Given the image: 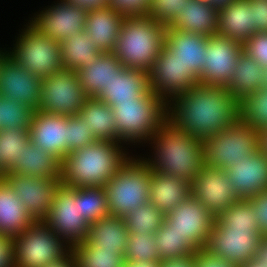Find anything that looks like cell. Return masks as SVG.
Returning a JSON list of instances; mask_svg holds the SVG:
<instances>
[{
    "label": "cell",
    "instance_id": "1",
    "mask_svg": "<svg viewBox=\"0 0 267 267\" xmlns=\"http://www.w3.org/2000/svg\"><path fill=\"white\" fill-rule=\"evenodd\" d=\"M173 98L167 121L202 140L240 119V102L224 86L198 84Z\"/></svg>",
    "mask_w": 267,
    "mask_h": 267
},
{
    "label": "cell",
    "instance_id": "2",
    "mask_svg": "<svg viewBox=\"0 0 267 267\" xmlns=\"http://www.w3.org/2000/svg\"><path fill=\"white\" fill-rule=\"evenodd\" d=\"M262 237L251 201L241 199L216 217L206 249L240 266L256 255Z\"/></svg>",
    "mask_w": 267,
    "mask_h": 267
},
{
    "label": "cell",
    "instance_id": "3",
    "mask_svg": "<svg viewBox=\"0 0 267 267\" xmlns=\"http://www.w3.org/2000/svg\"><path fill=\"white\" fill-rule=\"evenodd\" d=\"M119 142L98 140L70 152L61 160L60 184L76 187H105L129 159Z\"/></svg>",
    "mask_w": 267,
    "mask_h": 267
},
{
    "label": "cell",
    "instance_id": "4",
    "mask_svg": "<svg viewBox=\"0 0 267 267\" xmlns=\"http://www.w3.org/2000/svg\"><path fill=\"white\" fill-rule=\"evenodd\" d=\"M151 139L156 142L157 159L144 161L151 170L192 183L205 166L203 140L170 122L166 121Z\"/></svg>",
    "mask_w": 267,
    "mask_h": 267
},
{
    "label": "cell",
    "instance_id": "5",
    "mask_svg": "<svg viewBox=\"0 0 267 267\" xmlns=\"http://www.w3.org/2000/svg\"><path fill=\"white\" fill-rule=\"evenodd\" d=\"M164 24L147 15H126L113 53L123 67L149 73L165 40Z\"/></svg>",
    "mask_w": 267,
    "mask_h": 267
},
{
    "label": "cell",
    "instance_id": "6",
    "mask_svg": "<svg viewBox=\"0 0 267 267\" xmlns=\"http://www.w3.org/2000/svg\"><path fill=\"white\" fill-rule=\"evenodd\" d=\"M168 102L150 91L135 99V102L113 104L111 108L116 120L118 141L151 139L167 121Z\"/></svg>",
    "mask_w": 267,
    "mask_h": 267
},
{
    "label": "cell",
    "instance_id": "7",
    "mask_svg": "<svg viewBox=\"0 0 267 267\" xmlns=\"http://www.w3.org/2000/svg\"><path fill=\"white\" fill-rule=\"evenodd\" d=\"M151 169L144 160L129 159L105 185L110 215L125 216L149 201Z\"/></svg>",
    "mask_w": 267,
    "mask_h": 267
},
{
    "label": "cell",
    "instance_id": "8",
    "mask_svg": "<svg viewBox=\"0 0 267 267\" xmlns=\"http://www.w3.org/2000/svg\"><path fill=\"white\" fill-rule=\"evenodd\" d=\"M259 150V132L239 119L220 133L203 139L206 167L227 169Z\"/></svg>",
    "mask_w": 267,
    "mask_h": 267
},
{
    "label": "cell",
    "instance_id": "9",
    "mask_svg": "<svg viewBox=\"0 0 267 267\" xmlns=\"http://www.w3.org/2000/svg\"><path fill=\"white\" fill-rule=\"evenodd\" d=\"M12 240L15 267H46L69 254L44 221H35Z\"/></svg>",
    "mask_w": 267,
    "mask_h": 267
},
{
    "label": "cell",
    "instance_id": "10",
    "mask_svg": "<svg viewBox=\"0 0 267 267\" xmlns=\"http://www.w3.org/2000/svg\"><path fill=\"white\" fill-rule=\"evenodd\" d=\"M23 33L14 52L7 54L20 67L41 78L64 69L60 43L40 34L31 25Z\"/></svg>",
    "mask_w": 267,
    "mask_h": 267
},
{
    "label": "cell",
    "instance_id": "11",
    "mask_svg": "<svg viewBox=\"0 0 267 267\" xmlns=\"http://www.w3.org/2000/svg\"><path fill=\"white\" fill-rule=\"evenodd\" d=\"M44 222L58 236L62 235V238L67 239L70 244L69 249L84 242L90 224L80 214L79 187L72 188L59 184Z\"/></svg>",
    "mask_w": 267,
    "mask_h": 267
},
{
    "label": "cell",
    "instance_id": "12",
    "mask_svg": "<svg viewBox=\"0 0 267 267\" xmlns=\"http://www.w3.org/2000/svg\"><path fill=\"white\" fill-rule=\"evenodd\" d=\"M87 98L77 72L63 69L43 78L38 110L76 116Z\"/></svg>",
    "mask_w": 267,
    "mask_h": 267
},
{
    "label": "cell",
    "instance_id": "13",
    "mask_svg": "<svg viewBox=\"0 0 267 267\" xmlns=\"http://www.w3.org/2000/svg\"><path fill=\"white\" fill-rule=\"evenodd\" d=\"M148 75L150 90L164 101L167 96L175 97L199 84V78L165 44Z\"/></svg>",
    "mask_w": 267,
    "mask_h": 267
},
{
    "label": "cell",
    "instance_id": "14",
    "mask_svg": "<svg viewBox=\"0 0 267 267\" xmlns=\"http://www.w3.org/2000/svg\"><path fill=\"white\" fill-rule=\"evenodd\" d=\"M242 52L243 45L236 41L217 34L209 36L199 84L225 87Z\"/></svg>",
    "mask_w": 267,
    "mask_h": 267
},
{
    "label": "cell",
    "instance_id": "15",
    "mask_svg": "<svg viewBox=\"0 0 267 267\" xmlns=\"http://www.w3.org/2000/svg\"><path fill=\"white\" fill-rule=\"evenodd\" d=\"M89 9L67 0L54 5L37 15L30 25L40 34L63 42L69 36L85 31V23Z\"/></svg>",
    "mask_w": 267,
    "mask_h": 267
},
{
    "label": "cell",
    "instance_id": "16",
    "mask_svg": "<svg viewBox=\"0 0 267 267\" xmlns=\"http://www.w3.org/2000/svg\"><path fill=\"white\" fill-rule=\"evenodd\" d=\"M191 195L204 204L215 218L240 200V194L229 182L225 170L206 166L191 183Z\"/></svg>",
    "mask_w": 267,
    "mask_h": 267
},
{
    "label": "cell",
    "instance_id": "17",
    "mask_svg": "<svg viewBox=\"0 0 267 267\" xmlns=\"http://www.w3.org/2000/svg\"><path fill=\"white\" fill-rule=\"evenodd\" d=\"M165 218L198 249H206L216 218L193 195L176 206Z\"/></svg>",
    "mask_w": 267,
    "mask_h": 267
},
{
    "label": "cell",
    "instance_id": "18",
    "mask_svg": "<svg viewBox=\"0 0 267 267\" xmlns=\"http://www.w3.org/2000/svg\"><path fill=\"white\" fill-rule=\"evenodd\" d=\"M2 178L12 187L34 221H44L47 218L59 180L13 173H6Z\"/></svg>",
    "mask_w": 267,
    "mask_h": 267
},
{
    "label": "cell",
    "instance_id": "19",
    "mask_svg": "<svg viewBox=\"0 0 267 267\" xmlns=\"http://www.w3.org/2000/svg\"><path fill=\"white\" fill-rule=\"evenodd\" d=\"M43 78L20 67L10 56L0 62V97L16 100L33 111L39 108Z\"/></svg>",
    "mask_w": 267,
    "mask_h": 267
},
{
    "label": "cell",
    "instance_id": "20",
    "mask_svg": "<svg viewBox=\"0 0 267 267\" xmlns=\"http://www.w3.org/2000/svg\"><path fill=\"white\" fill-rule=\"evenodd\" d=\"M67 116L33 111L30 141L53 154L60 161L67 156Z\"/></svg>",
    "mask_w": 267,
    "mask_h": 267
},
{
    "label": "cell",
    "instance_id": "21",
    "mask_svg": "<svg viewBox=\"0 0 267 267\" xmlns=\"http://www.w3.org/2000/svg\"><path fill=\"white\" fill-rule=\"evenodd\" d=\"M225 169L229 182L233 184L241 199H250L260 191L267 190V157L258 150L248 159L235 162Z\"/></svg>",
    "mask_w": 267,
    "mask_h": 267
},
{
    "label": "cell",
    "instance_id": "22",
    "mask_svg": "<svg viewBox=\"0 0 267 267\" xmlns=\"http://www.w3.org/2000/svg\"><path fill=\"white\" fill-rule=\"evenodd\" d=\"M126 15L110 5L89 9L85 31L101 52H113Z\"/></svg>",
    "mask_w": 267,
    "mask_h": 267
},
{
    "label": "cell",
    "instance_id": "23",
    "mask_svg": "<svg viewBox=\"0 0 267 267\" xmlns=\"http://www.w3.org/2000/svg\"><path fill=\"white\" fill-rule=\"evenodd\" d=\"M208 38L205 35L178 31L166 26L164 44L174 53V57L200 79Z\"/></svg>",
    "mask_w": 267,
    "mask_h": 267
},
{
    "label": "cell",
    "instance_id": "24",
    "mask_svg": "<svg viewBox=\"0 0 267 267\" xmlns=\"http://www.w3.org/2000/svg\"><path fill=\"white\" fill-rule=\"evenodd\" d=\"M149 75L145 71L123 67L97 97L107 105L135 102L150 92Z\"/></svg>",
    "mask_w": 267,
    "mask_h": 267
},
{
    "label": "cell",
    "instance_id": "25",
    "mask_svg": "<svg viewBox=\"0 0 267 267\" xmlns=\"http://www.w3.org/2000/svg\"><path fill=\"white\" fill-rule=\"evenodd\" d=\"M218 11L217 35L244 45L254 33H257V28L253 24V8L250 0H235Z\"/></svg>",
    "mask_w": 267,
    "mask_h": 267
},
{
    "label": "cell",
    "instance_id": "26",
    "mask_svg": "<svg viewBox=\"0 0 267 267\" xmlns=\"http://www.w3.org/2000/svg\"><path fill=\"white\" fill-rule=\"evenodd\" d=\"M219 11L210 2L187 0L179 16L169 25L170 28L207 37L218 30Z\"/></svg>",
    "mask_w": 267,
    "mask_h": 267
},
{
    "label": "cell",
    "instance_id": "27",
    "mask_svg": "<svg viewBox=\"0 0 267 267\" xmlns=\"http://www.w3.org/2000/svg\"><path fill=\"white\" fill-rule=\"evenodd\" d=\"M191 196V183L151 170L149 201L164 215Z\"/></svg>",
    "mask_w": 267,
    "mask_h": 267
},
{
    "label": "cell",
    "instance_id": "28",
    "mask_svg": "<svg viewBox=\"0 0 267 267\" xmlns=\"http://www.w3.org/2000/svg\"><path fill=\"white\" fill-rule=\"evenodd\" d=\"M35 221L6 181L0 179V234L14 238Z\"/></svg>",
    "mask_w": 267,
    "mask_h": 267
},
{
    "label": "cell",
    "instance_id": "29",
    "mask_svg": "<svg viewBox=\"0 0 267 267\" xmlns=\"http://www.w3.org/2000/svg\"><path fill=\"white\" fill-rule=\"evenodd\" d=\"M129 232L122 217L108 215L90 224L86 241L93 247L116 250L123 257Z\"/></svg>",
    "mask_w": 267,
    "mask_h": 267
},
{
    "label": "cell",
    "instance_id": "30",
    "mask_svg": "<svg viewBox=\"0 0 267 267\" xmlns=\"http://www.w3.org/2000/svg\"><path fill=\"white\" fill-rule=\"evenodd\" d=\"M123 68L113 52H103L93 65L77 71L87 97H98Z\"/></svg>",
    "mask_w": 267,
    "mask_h": 267
},
{
    "label": "cell",
    "instance_id": "31",
    "mask_svg": "<svg viewBox=\"0 0 267 267\" xmlns=\"http://www.w3.org/2000/svg\"><path fill=\"white\" fill-rule=\"evenodd\" d=\"M264 67L242 52L225 89L239 102L263 87Z\"/></svg>",
    "mask_w": 267,
    "mask_h": 267
},
{
    "label": "cell",
    "instance_id": "32",
    "mask_svg": "<svg viewBox=\"0 0 267 267\" xmlns=\"http://www.w3.org/2000/svg\"><path fill=\"white\" fill-rule=\"evenodd\" d=\"M77 116L87 124L98 140L118 142L111 106L97 97H88Z\"/></svg>",
    "mask_w": 267,
    "mask_h": 267
},
{
    "label": "cell",
    "instance_id": "33",
    "mask_svg": "<svg viewBox=\"0 0 267 267\" xmlns=\"http://www.w3.org/2000/svg\"><path fill=\"white\" fill-rule=\"evenodd\" d=\"M61 161L31 141L22 148L21 160L10 172L15 175L51 177L60 181Z\"/></svg>",
    "mask_w": 267,
    "mask_h": 267
},
{
    "label": "cell",
    "instance_id": "34",
    "mask_svg": "<svg viewBox=\"0 0 267 267\" xmlns=\"http://www.w3.org/2000/svg\"><path fill=\"white\" fill-rule=\"evenodd\" d=\"M62 62L65 70L79 71L85 66L93 65L101 52L86 31L69 36L60 43Z\"/></svg>",
    "mask_w": 267,
    "mask_h": 267
},
{
    "label": "cell",
    "instance_id": "35",
    "mask_svg": "<svg viewBox=\"0 0 267 267\" xmlns=\"http://www.w3.org/2000/svg\"><path fill=\"white\" fill-rule=\"evenodd\" d=\"M30 143L29 129L0 131V176L10 173L20 162L22 148Z\"/></svg>",
    "mask_w": 267,
    "mask_h": 267
},
{
    "label": "cell",
    "instance_id": "36",
    "mask_svg": "<svg viewBox=\"0 0 267 267\" xmlns=\"http://www.w3.org/2000/svg\"><path fill=\"white\" fill-rule=\"evenodd\" d=\"M155 240L161 261L187 256L198 250L186 236L175 230L166 218L155 233Z\"/></svg>",
    "mask_w": 267,
    "mask_h": 267
},
{
    "label": "cell",
    "instance_id": "37",
    "mask_svg": "<svg viewBox=\"0 0 267 267\" xmlns=\"http://www.w3.org/2000/svg\"><path fill=\"white\" fill-rule=\"evenodd\" d=\"M78 267H124L125 259L116 250L93 247L86 240L71 248Z\"/></svg>",
    "mask_w": 267,
    "mask_h": 267
},
{
    "label": "cell",
    "instance_id": "38",
    "mask_svg": "<svg viewBox=\"0 0 267 267\" xmlns=\"http://www.w3.org/2000/svg\"><path fill=\"white\" fill-rule=\"evenodd\" d=\"M122 218L129 233H156L162 226L165 215L148 201Z\"/></svg>",
    "mask_w": 267,
    "mask_h": 267
},
{
    "label": "cell",
    "instance_id": "39",
    "mask_svg": "<svg viewBox=\"0 0 267 267\" xmlns=\"http://www.w3.org/2000/svg\"><path fill=\"white\" fill-rule=\"evenodd\" d=\"M80 214L89 224L110 215L104 187H79Z\"/></svg>",
    "mask_w": 267,
    "mask_h": 267
},
{
    "label": "cell",
    "instance_id": "40",
    "mask_svg": "<svg viewBox=\"0 0 267 267\" xmlns=\"http://www.w3.org/2000/svg\"><path fill=\"white\" fill-rule=\"evenodd\" d=\"M240 119L258 132L267 128V88L262 87L240 101Z\"/></svg>",
    "mask_w": 267,
    "mask_h": 267
},
{
    "label": "cell",
    "instance_id": "41",
    "mask_svg": "<svg viewBox=\"0 0 267 267\" xmlns=\"http://www.w3.org/2000/svg\"><path fill=\"white\" fill-rule=\"evenodd\" d=\"M124 259L128 262H160L155 233H129Z\"/></svg>",
    "mask_w": 267,
    "mask_h": 267
},
{
    "label": "cell",
    "instance_id": "42",
    "mask_svg": "<svg viewBox=\"0 0 267 267\" xmlns=\"http://www.w3.org/2000/svg\"><path fill=\"white\" fill-rule=\"evenodd\" d=\"M33 110L16 100L0 97V131L29 129Z\"/></svg>",
    "mask_w": 267,
    "mask_h": 267
},
{
    "label": "cell",
    "instance_id": "43",
    "mask_svg": "<svg viewBox=\"0 0 267 267\" xmlns=\"http://www.w3.org/2000/svg\"><path fill=\"white\" fill-rule=\"evenodd\" d=\"M67 155L84 146L98 141L93 132L90 131L87 124L77 115L67 116Z\"/></svg>",
    "mask_w": 267,
    "mask_h": 267
},
{
    "label": "cell",
    "instance_id": "44",
    "mask_svg": "<svg viewBox=\"0 0 267 267\" xmlns=\"http://www.w3.org/2000/svg\"><path fill=\"white\" fill-rule=\"evenodd\" d=\"M187 0H150L146 15L165 26H169L186 5Z\"/></svg>",
    "mask_w": 267,
    "mask_h": 267
},
{
    "label": "cell",
    "instance_id": "45",
    "mask_svg": "<svg viewBox=\"0 0 267 267\" xmlns=\"http://www.w3.org/2000/svg\"><path fill=\"white\" fill-rule=\"evenodd\" d=\"M243 52L264 68L267 67V32L254 33L243 45Z\"/></svg>",
    "mask_w": 267,
    "mask_h": 267
},
{
    "label": "cell",
    "instance_id": "46",
    "mask_svg": "<svg viewBox=\"0 0 267 267\" xmlns=\"http://www.w3.org/2000/svg\"><path fill=\"white\" fill-rule=\"evenodd\" d=\"M150 0H108V5L125 15H146Z\"/></svg>",
    "mask_w": 267,
    "mask_h": 267
},
{
    "label": "cell",
    "instance_id": "47",
    "mask_svg": "<svg viewBox=\"0 0 267 267\" xmlns=\"http://www.w3.org/2000/svg\"><path fill=\"white\" fill-rule=\"evenodd\" d=\"M257 214V222L264 236H267V190L260 191L249 199Z\"/></svg>",
    "mask_w": 267,
    "mask_h": 267
},
{
    "label": "cell",
    "instance_id": "48",
    "mask_svg": "<svg viewBox=\"0 0 267 267\" xmlns=\"http://www.w3.org/2000/svg\"><path fill=\"white\" fill-rule=\"evenodd\" d=\"M195 267H239L221 257L214 256L207 249L195 252Z\"/></svg>",
    "mask_w": 267,
    "mask_h": 267
},
{
    "label": "cell",
    "instance_id": "49",
    "mask_svg": "<svg viewBox=\"0 0 267 267\" xmlns=\"http://www.w3.org/2000/svg\"><path fill=\"white\" fill-rule=\"evenodd\" d=\"M253 8V24L257 32H267V0H250Z\"/></svg>",
    "mask_w": 267,
    "mask_h": 267
},
{
    "label": "cell",
    "instance_id": "50",
    "mask_svg": "<svg viewBox=\"0 0 267 267\" xmlns=\"http://www.w3.org/2000/svg\"><path fill=\"white\" fill-rule=\"evenodd\" d=\"M0 267H15L13 240L0 234Z\"/></svg>",
    "mask_w": 267,
    "mask_h": 267
},
{
    "label": "cell",
    "instance_id": "51",
    "mask_svg": "<svg viewBox=\"0 0 267 267\" xmlns=\"http://www.w3.org/2000/svg\"><path fill=\"white\" fill-rule=\"evenodd\" d=\"M159 267H195V253L162 260L159 262Z\"/></svg>",
    "mask_w": 267,
    "mask_h": 267
},
{
    "label": "cell",
    "instance_id": "52",
    "mask_svg": "<svg viewBox=\"0 0 267 267\" xmlns=\"http://www.w3.org/2000/svg\"><path fill=\"white\" fill-rule=\"evenodd\" d=\"M67 1L83 6L87 9L105 7L108 5V0H67Z\"/></svg>",
    "mask_w": 267,
    "mask_h": 267
},
{
    "label": "cell",
    "instance_id": "53",
    "mask_svg": "<svg viewBox=\"0 0 267 267\" xmlns=\"http://www.w3.org/2000/svg\"><path fill=\"white\" fill-rule=\"evenodd\" d=\"M69 254L60 259L56 263H51L47 265L46 267H78L75 257L73 253L71 252V249H68Z\"/></svg>",
    "mask_w": 267,
    "mask_h": 267
},
{
    "label": "cell",
    "instance_id": "54",
    "mask_svg": "<svg viewBox=\"0 0 267 267\" xmlns=\"http://www.w3.org/2000/svg\"><path fill=\"white\" fill-rule=\"evenodd\" d=\"M255 257L267 265V236L261 238Z\"/></svg>",
    "mask_w": 267,
    "mask_h": 267
},
{
    "label": "cell",
    "instance_id": "55",
    "mask_svg": "<svg viewBox=\"0 0 267 267\" xmlns=\"http://www.w3.org/2000/svg\"><path fill=\"white\" fill-rule=\"evenodd\" d=\"M259 150L267 157V128L259 131Z\"/></svg>",
    "mask_w": 267,
    "mask_h": 267
},
{
    "label": "cell",
    "instance_id": "56",
    "mask_svg": "<svg viewBox=\"0 0 267 267\" xmlns=\"http://www.w3.org/2000/svg\"><path fill=\"white\" fill-rule=\"evenodd\" d=\"M124 267H159V262H128V261H125Z\"/></svg>",
    "mask_w": 267,
    "mask_h": 267
},
{
    "label": "cell",
    "instance_id": "57",
    "mask_svg": "<svg viewBox=\"0 0 267 267\" xmlns=\"http://www.w3.org/2000/svg\"><path fill=\"white\" fill-rule=\"evenodd\" d=\"M239 267H267L264 262L259 261L255 256L246 263H242Z\"/></svg>",
    "mask_w": 267,
    "mask_h": 267
},
{
    "label": "cell",
    "instance_id": "58",
    "mask_svg": "<svg viewBox=\"0 0 267 267\" xmlns=\"http://www.w3.org/2000/svg\"><path fill=\"white\" fill-rule=\"evenodd\" d=\"M234 1L235 0H210V3L219 10L223 7H226L229 3Z\"/></svg>",
    "mask_w": 267,
    "mask_h": 267
},
{
    "label": "cell",
    "instance_id": "59",
    "mask_svg": "<svg viewBox=\"0 0 267 267\" xmlns=\"http://www.w3.org/2000/svg\"><path fill=\"white\" fill-rule=\"evenodd\" d=\"M263 87L267 88V67L264 68V82Z\"/></svg>",
    "mask_w": 267,
    "mask_h": 267
},
{
    "label": "cell",
    "instance_id": "60",
    "mask_svg": "<svg viewBox=\"0 0 267 267\" xmlns=\"http://www.w3.org/2000/svg\"><path fill=\"white\" fill-rule=\"evenodd\" d=\"M6 53L3 52V54L0 52V62L2 61V59L6 56Z\"/></svg>",
    "mask_w": 267,
    "mask_h": 267
},
{
    "label": "cell",
    "instance_id": "61",
    "mask_svg": "<svg viewBox=\"0 0 267 267\" xmlns=\"http://www.w3.org/2000/svg\"><path fill=\"white\" fill-rule=\"evenodd\" d=\"M198 1H206V2H210V0H198Z\"/></svg>",
    "mask_w": 267,
    "mask_h": 267
}]
</instances>
